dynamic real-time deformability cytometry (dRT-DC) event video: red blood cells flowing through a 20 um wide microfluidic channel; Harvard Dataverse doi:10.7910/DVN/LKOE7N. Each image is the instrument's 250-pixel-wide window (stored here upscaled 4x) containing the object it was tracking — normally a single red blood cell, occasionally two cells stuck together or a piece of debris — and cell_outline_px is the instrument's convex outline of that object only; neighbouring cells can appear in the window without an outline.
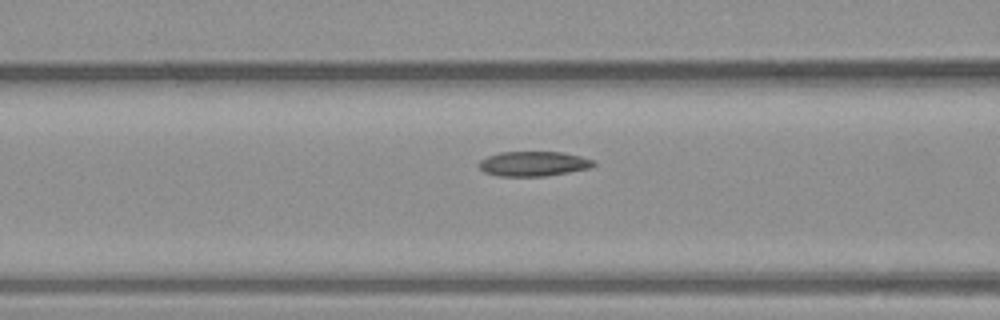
{"species": "common noctule bat (a hibernating species)", "species_latin": "Nyctalus noctula", "temperature_condition": "warm", "stored_images_in_passage": 6, "camera_frame_rate_fps": 3000, "um_per_image_px": 0.085, "animal": {"sex": "male", "body_mass_g": 23.1, "forearm_length_mm": 52.7}, "frame": {"image": 1, "passage_image": 5, "time_ms": 1.333, "image_size_px": [1000, 320], "cell_outline_px": [[596, 164], [592, 168], [544, 176], [500, 176], [484, 172], [476, 164], [480, 160], [488, 156], [500, 152], [560, 152], [580, 156], [596, 160]], "centroid_in_image_um": [45.35, 13.92], "position_along_channel_um": 121.2, "area_um2": 16.65}}